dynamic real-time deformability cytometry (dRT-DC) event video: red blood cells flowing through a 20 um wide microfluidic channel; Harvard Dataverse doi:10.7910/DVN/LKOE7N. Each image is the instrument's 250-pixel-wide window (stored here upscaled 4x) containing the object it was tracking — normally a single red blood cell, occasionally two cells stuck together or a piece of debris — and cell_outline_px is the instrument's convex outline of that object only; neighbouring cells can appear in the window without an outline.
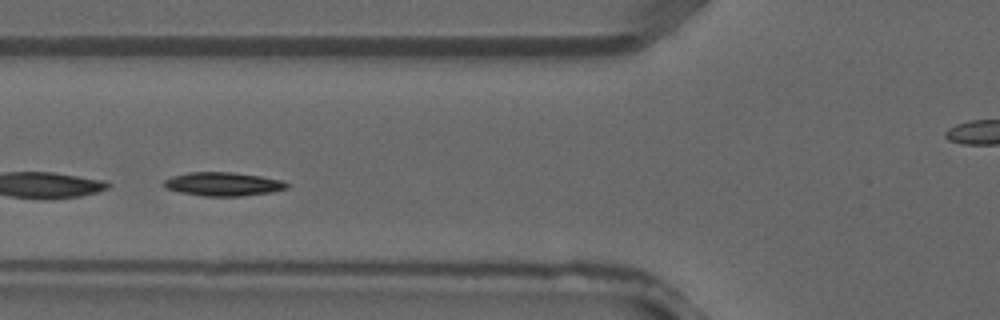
{"species": "common noctule bat (a hibernating species)", "species_latin": "Nyctalus noctula", "temperature_condition": "warm", "stored_images_in_passage": 2, "camera_frame_rate_fps": 3000, "um_per_image_px": 0.085, "animal": {"sex": "male", "forearm_length_mm": 52.5}, "frame": {"image": 1, "passage_image": 2, "time_ms": 0.333, "image_size_px": [1000, 320], "cell_outline_px": [[292, 184], [288, 188], [272, 192], [244, 196], [204, 196], [180, 192], [164, 188], [164, 180], [172, 176], [188, 172], [232, 172], [260, 176], [284, 180]], "centroid_in_image_um": [19.01, 15.64], "position_along_channel_um": 106.8, "area_um2": 17.17}}